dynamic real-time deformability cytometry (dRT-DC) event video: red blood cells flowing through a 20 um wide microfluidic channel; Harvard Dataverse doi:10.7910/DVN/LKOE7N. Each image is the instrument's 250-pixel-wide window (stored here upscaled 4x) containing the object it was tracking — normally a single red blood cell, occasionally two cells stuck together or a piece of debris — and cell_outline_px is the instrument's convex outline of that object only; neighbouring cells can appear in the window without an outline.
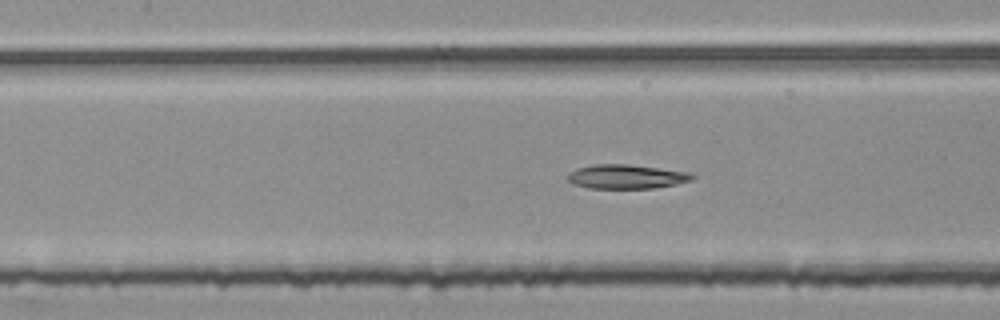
{"species": "common noctule bat (a hibernating species)", "species_latin": "Nyctalus noctula", "temperature_condition": "room temperature", "stored_images_in_passage": 54, "segment_of_instrument_passage": [2, 2], "camera_frame_rate_fps": 3000, "um_per_image_px": 0.085, "animal": {"sex": "female", "body_mass_g": 25.1}, "frame": {"image": 1, "passage_image": 24, "time_ms": 7.667, "image_size_px": [1000, 320], "cell_outline_px": [[696, 176], [692, 180], [676, 184], [656, 188], [588, 188], [572, 184], [564, 176], [568, 172], [576, 168], [592, 164], [628, 164], [688, 172]], "centroid_in_image_um": [53.17, 15.01], "position_along_channel_um": 154.2, "area_um2": 17.74}}
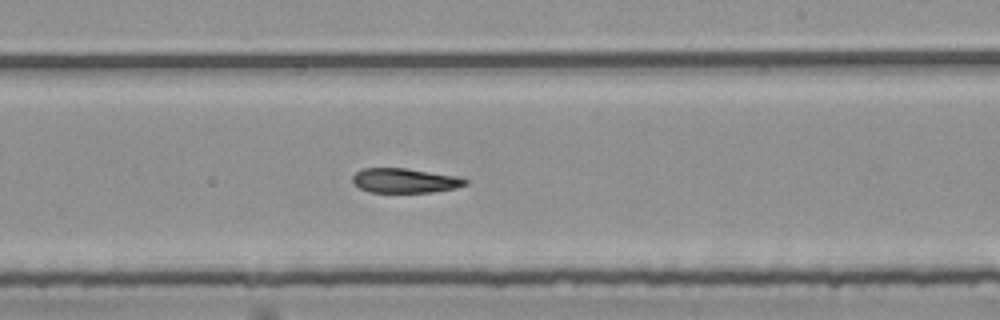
{"frame": {"image": 2, "passage_image": 32, "time_ms": 10.333, "image_size_px": [1000, 320], "cell_outline_px": [[468, 184], [456, 188], [432, 192], [368, 192], [360, 188], [352, 180], [352, 176], [360, 168], [404, 168], [460, 176], [468, 180]], "centroid_in_image_um": [34.44, 15.34], "position_along_channel_um": 254.6, "area_um2": 16.24}}
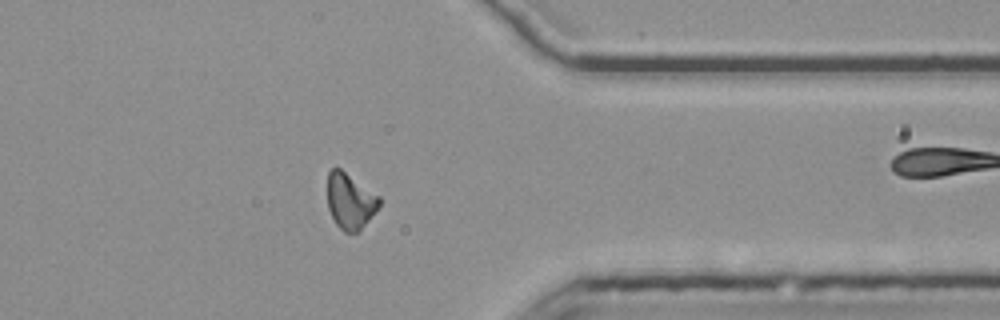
{"frame": {"image": 3, "passage_image": 43, "time_ms": 14.0, "image_size_px": [1000, 320], "cell_outline_px": [[380, 204], [368, 220], [356, 232], [344, 232], [336, 224], [328, 208], [328, 172], [336, 164], [380, 196]], "centroid_in_image_um": [29.74, 17.03], "position_along_channel_um": 381.7, "area_um2": 16.82}}